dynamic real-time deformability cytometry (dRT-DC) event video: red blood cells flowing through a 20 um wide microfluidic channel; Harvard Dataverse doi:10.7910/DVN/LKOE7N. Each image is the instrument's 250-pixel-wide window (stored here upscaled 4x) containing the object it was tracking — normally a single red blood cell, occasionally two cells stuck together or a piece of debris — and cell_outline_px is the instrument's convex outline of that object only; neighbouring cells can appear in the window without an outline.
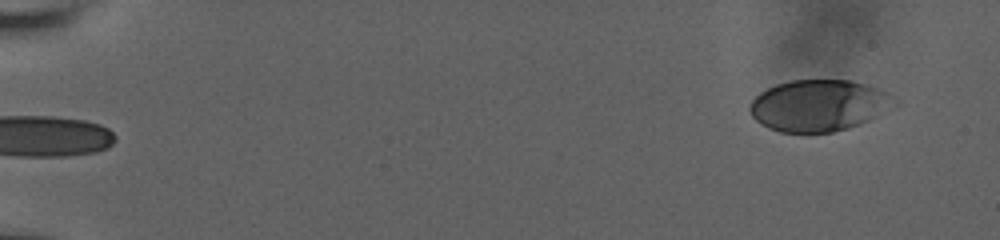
{"species": "human", "species_latin": "Homo sapiens", "temperature_condition": "room temperature", "stored_images_in_passage": 4, "camera_frame_rate_fps": 3000, "um_per_image_px": 0.085, "donor": {"sex": "male"}, "frame": {"image": 1, "passage_image": 4, "time_ms": 3.0, "image_size_px": [1000, 240], "cell_outline_px": [[900, 104], [860, 124], [848, 128], [832, 132], [780, 132], [768, 128], [760, 124], [752, 116], [748, 108], [748, 104], [760, 92], [776, 84], [792, 80], [848, 80], [880, 88], [888, 92], [900, 100]], "centroid_in_image_um": [69.63, 8.96], "position_along_channel_um": 15.4, "area_um2": 43.75}}